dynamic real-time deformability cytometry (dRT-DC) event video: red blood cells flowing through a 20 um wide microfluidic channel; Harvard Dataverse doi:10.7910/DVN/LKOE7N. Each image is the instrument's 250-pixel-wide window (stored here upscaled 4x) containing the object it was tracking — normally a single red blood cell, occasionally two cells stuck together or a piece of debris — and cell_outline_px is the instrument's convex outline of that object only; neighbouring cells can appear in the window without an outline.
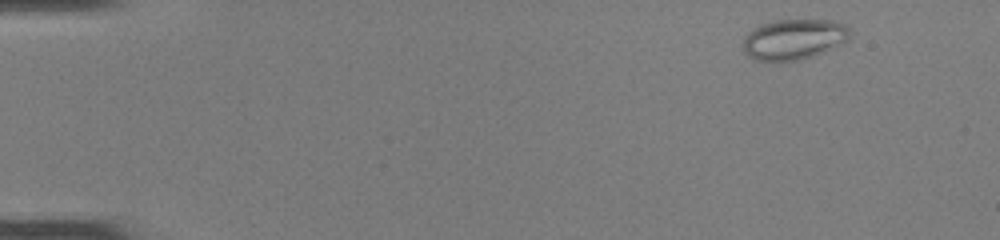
{"species": "common noctule bat (a hibernating species)", "species_latin": "Nyctalus noctula", "temperature_condition": "room temperature", "stored_images_in_passage": 9, "camera_frame_rate_fps": 3000, "um_per_image_px": 0.085, "animal": {"sex": "female", "body_mass_g": 22.0, "forearm_length_mm": 56.7}, "frame": {"image": 1, "passage_image": 1, "time_ms": 0.0, "image_size_px": [1000, 240], "cell_outline_px": [[852, 32], [848, 40], [812, 56], [796, 60], [752, 60], [744, 52], [744, 36], [748, 32], [760, 24], [772, 20], [832, 20], [844, 24]], "centroid_in_image_um": [67.45, 3.32], "position_along_channel_um": 17.5, "area_um2": 25.03}}